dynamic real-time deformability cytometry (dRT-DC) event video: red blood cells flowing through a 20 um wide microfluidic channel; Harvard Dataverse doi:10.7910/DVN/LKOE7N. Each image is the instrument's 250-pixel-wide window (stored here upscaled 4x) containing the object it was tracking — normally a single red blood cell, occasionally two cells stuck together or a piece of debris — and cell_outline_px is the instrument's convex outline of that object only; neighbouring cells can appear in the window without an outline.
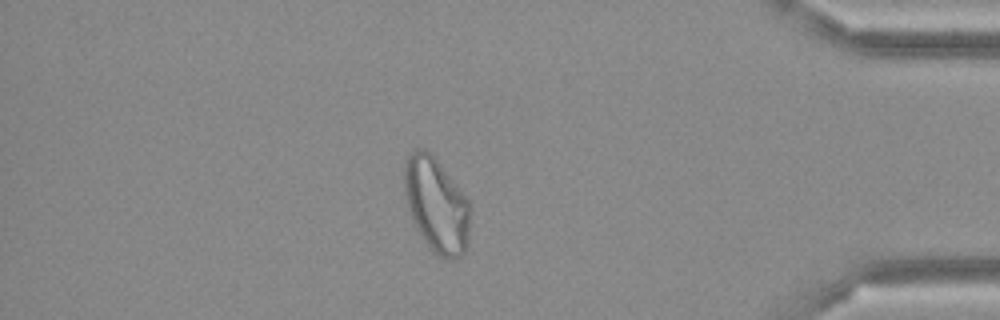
{"species": "Egyptian fruit bat (a non-hibernating species)", "species_latin": "Rousettus aegyptiacus", "temperature_condition": "cold", "stored_images_in_passage": 50, "camera_frame_rate_fps": 3000, "um_per_image_px": 0.085, "frame": {"image": 1, "passage_image": 43, "time_ms": 14.0, "image_size_px": [1000, 320], "cell_outline_px": [[472, 212], [468, 236], [464, 252], [456, 260], [448, 260], [432, 252], [428, 248], [420, 236], [412, 220], [408, 208], [404, 192], [404, 160], [416, 148], [424, 148], [440, 164], [456, 184], [468, 200]], "centroid_in_image_um": [37.09, 17.46], "position_along_channel_um": 398.1, "area_um2": 36.65}}